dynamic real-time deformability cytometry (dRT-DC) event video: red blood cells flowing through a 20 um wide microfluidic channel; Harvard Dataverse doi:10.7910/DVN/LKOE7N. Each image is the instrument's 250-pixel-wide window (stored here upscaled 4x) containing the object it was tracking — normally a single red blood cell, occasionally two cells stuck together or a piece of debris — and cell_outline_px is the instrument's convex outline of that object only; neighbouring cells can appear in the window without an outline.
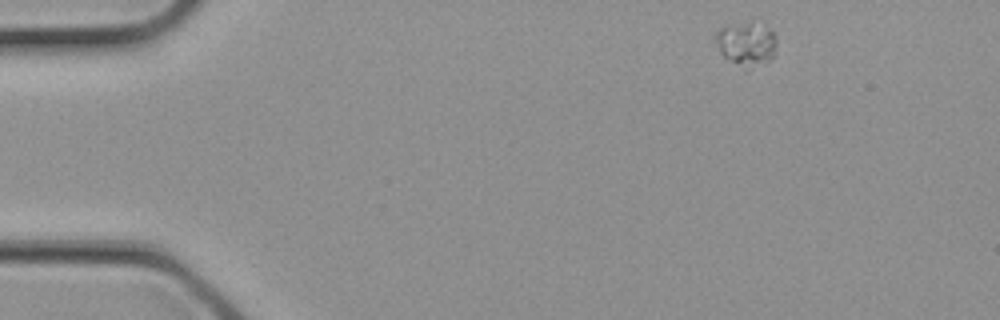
{"species": "common noctule bat (a hibernating species)", "species_latin": "Nyctalus noctula", "temperature_condition": "cold", "stored_images_in_passage": 2, "camera_frame_rate_fps": 3000, "um_per_image_px": 0.085, "animal": {"sex": "female", "body_mass_g": 21.9}, "frame": {"image": 1, "passage_image": 1, "time_ms": 0.0, "image_size_px": [1000, 320], "cell_outline_px": [[776, 52], [772, 60], [748, 72], [744, 72], [724, 56], [720, 52], [716, 40], [716, 32], [720, 28], [752, 20], [772, 32], [776, 36]], "centroid_in_image_um": [63.48, 3.81], "position_along_channel_um": 21.5, "area_um2": 16.13}}